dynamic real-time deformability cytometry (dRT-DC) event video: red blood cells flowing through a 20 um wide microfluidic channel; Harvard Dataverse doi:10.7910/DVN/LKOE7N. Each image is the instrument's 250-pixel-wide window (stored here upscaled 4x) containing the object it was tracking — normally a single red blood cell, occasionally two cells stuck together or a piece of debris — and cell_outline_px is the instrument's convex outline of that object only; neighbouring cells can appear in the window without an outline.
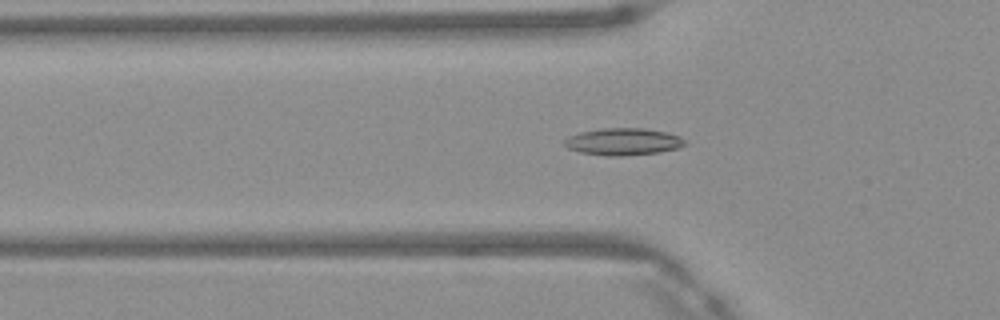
{"species": "Egyptian fruit bat (a non-hibernating species)", "species_latin": "Rousettus aegyptiacus", "temperature_condition": "warm", "stored_images_in_passage": 44, "camera_frame_rate_fps": 3000, "um_per_image_px": 0.085, "frame": {"image": 1, "passage_image": 12, "time_ms": 3.667, "image_size_px": [1000, 320], "cell_outline_px": [[688, 144], [676, 148], [660, 152], [624, 156], [604, 156], [580, 152], [568, 148], [564, 144], [564, 140], [568, 136], [580, 132], [600, 128], [644, 128], [664, 132], [680, 136]], "centroid_in_image_um": [52.95, 12.04], "position_along_channel_um": 72.8, "area_um2": 19.07}}
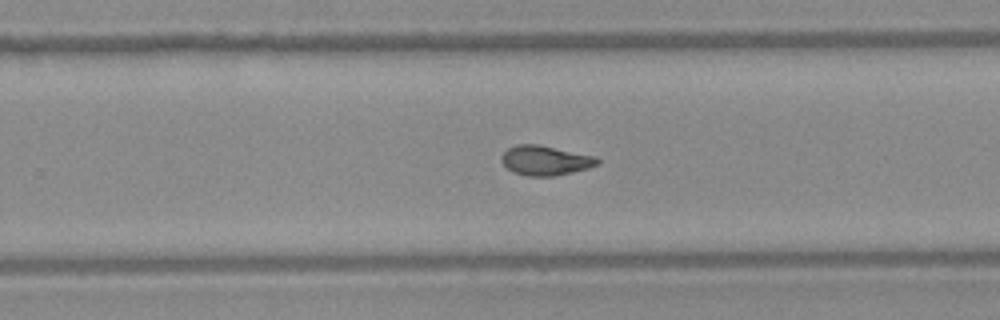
{"frame": {"image": 2, "passage_image": 27, "time_ms": 8.667, "image_size_px": [1000, 320], "cell_outline_px": [[600, 160], [596, 164], [588, 168], [572, 172], [552, 176], [528, 176], [512, 172], [500, 160], [500, 156], [508, 148], [516, 144], [536, 144], [596, 156]], "centroid_in_image_um": [46.32, 13.63], "position_along_channel_um": 283.5, "area_um2": 16.47}}
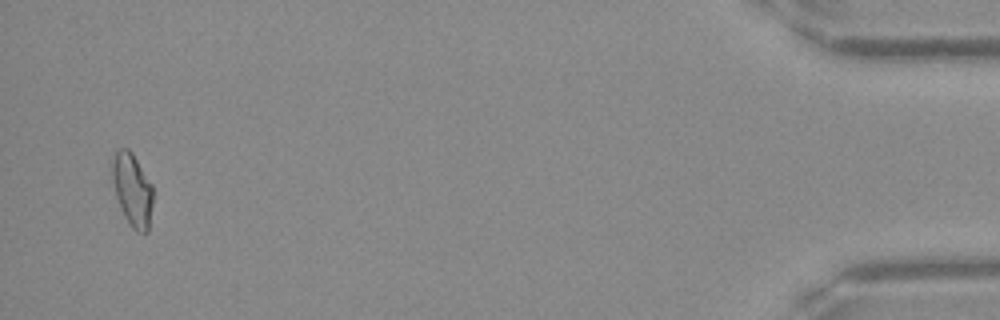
{"frame": {"image": 3, "passage_image": 43, "time_ms": 14.0, "image_size_px": [1000, 320], "cell_outline_px": [[152, 204], [148, 232], [136, 232], [132, 228], [124, 216], [120, 208], [116, 196], [112, 180], [112, 160], [116, 148], [128, 148], [132, 152], [152, 184]], "centroid_in_image_um": [11.23, 16.11], "position_along_channel_um": 424.0, "area_um2": 17.4}, "authors_computed_cell_mechanics": {"area_um2": 16.9354, "velocity_mm_per_s": 4.1905, "shape_relaxation_time_tau1_ms": 6.8552, "shape_relaxation_time_tau2_ms": 1.8316, "deformation_change_tau1": 0.1923, "deformation_change_tau2": 0.0686}}